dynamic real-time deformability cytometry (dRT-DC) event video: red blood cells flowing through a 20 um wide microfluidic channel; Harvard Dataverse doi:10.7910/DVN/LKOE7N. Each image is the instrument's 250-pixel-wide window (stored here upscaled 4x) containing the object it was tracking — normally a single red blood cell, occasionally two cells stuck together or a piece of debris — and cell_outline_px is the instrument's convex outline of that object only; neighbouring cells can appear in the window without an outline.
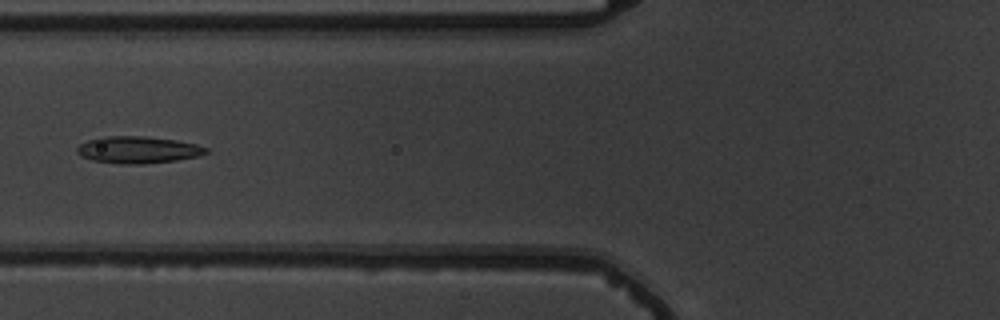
{"species": "common noctule bat (a hibernating species)", "species_latin": "Nyctalus noctula", "temperature_condition": "warm", "stored_images_in_passage": 6, "camera_frame_rate_fps": 3000, "um_per_image_px": 0.085, "animal": {"sex": "male", "body_mass_g": 19.5, "forearm_length_mm": 54.6}, "frame": {"image": 1, "passage_image": 6, "time_ms": 6.667, "image_size_px": [1000, 320], "cell_outline_px": [[208, 152], [200, 156], [176, 160], [144, 164], [124, 164], [92, 160], [80, 156], [76, 152], [76, 148], [80, 144], [88, 140], [104, 136], [144, 136], [176, 140], [196, 144], [208, 148]], "centroid_in_image_um": [11.73, 12.73], "position_along_channel_um": 114.1, "area_um2": 20.29}}